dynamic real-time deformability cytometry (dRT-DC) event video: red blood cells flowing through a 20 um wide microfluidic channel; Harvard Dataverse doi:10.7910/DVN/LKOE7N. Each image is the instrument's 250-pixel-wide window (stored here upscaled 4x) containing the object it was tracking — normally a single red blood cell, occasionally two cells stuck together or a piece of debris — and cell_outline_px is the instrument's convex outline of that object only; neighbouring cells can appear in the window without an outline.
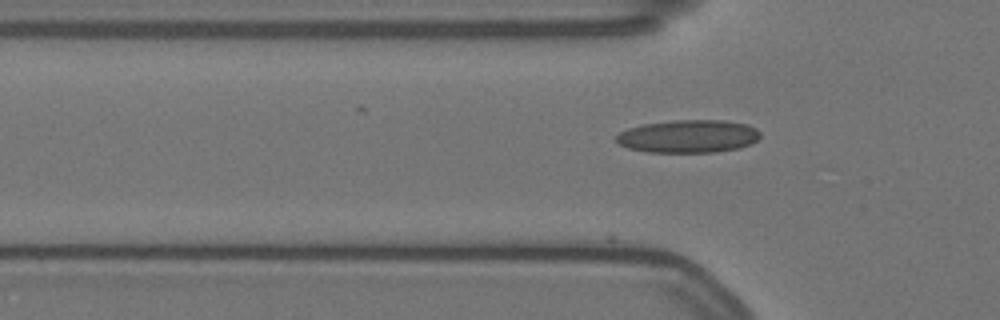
{"species": "Egyptian fruit bat (a non-hibernating species)", "species_latin": "Rousettus aegyptiacus", "temperature_condition": "warm", "stored_images_in_passage": 2, "camera_frame_rate_fps": 3000, "um_per_image_px": 0.085, "animal": {"sex": "female"}, "frame": {"image": 1, "passage_image": 2, "time_ms": 0.333, "image_size_px": [1000, 320], "cell_outline_px": [[760, 136], [752, 144], [740, 148], [716, 152], [648, 152], [628, 148], [620, 144], [616, 140], [616, 136], [620, 132], [628, 128], [644, 124], [672, 120], [724, 120], [748, 124], [756, 128], [760, 132]], "centroid_in_image_um": [58.54, 11.58], "position_along_channel_um": 67.3, "area_um2": 27.74}}